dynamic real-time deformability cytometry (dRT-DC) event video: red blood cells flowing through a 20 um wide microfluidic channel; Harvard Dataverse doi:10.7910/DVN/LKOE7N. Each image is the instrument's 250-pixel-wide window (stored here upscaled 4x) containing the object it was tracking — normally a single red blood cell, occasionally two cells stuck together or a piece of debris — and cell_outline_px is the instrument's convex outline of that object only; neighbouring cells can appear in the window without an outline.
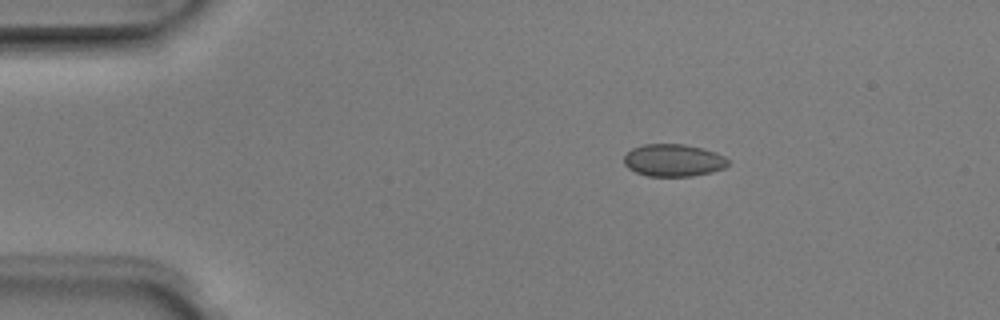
{"species": "Egyptian fruit bat (a non-hibernating species)", "species_latin": "Rousettus aegyptiacus", "temperature_condition": "room temperature", "stored_images_in_passage": 6, "camera_frame_rate_fps": 3000, "um_per_image_px": 0.085, "animal": {"sex": "male"}, "frame": {"image": 1, "passage_image": 2, "time_ms": 0.333, "image_size_px": [1000, 320], "cell_outline_px": [[728, 164], [724, 168], [712, 172], [692, 176], [648, 176], [636, 172], [628, 168], [624, 164], [624, 156], [632, 148], [644, 144], [684, 144], [716, 152], [724, 156], [728, 160]], "centroid_in_image_um": [57.23, 13.63], "position_along_channel_um": 27.8, "area_um2": 19.59}}
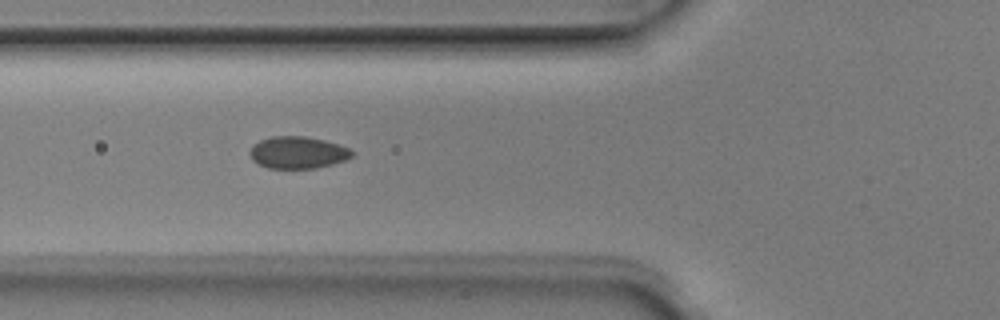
{"frame": {"image": 2, "passage_image": 5, "time_ms": 1.333, "image_size_px": [1000, 320], "cell_outline_px": [[356, 152], [352, 156], [344, 160], [332, 164], [316, 168], [268, 168], [256, 164], [252, 160], [248, 152], [252, 144], [260, 140], [272, 136], [304, 136], [324, 140], [340, 144]], "centroid_in_image_um": [25.28, 12.96], "position_along_channel_um": 100.5, "area_um2": 19.31}}
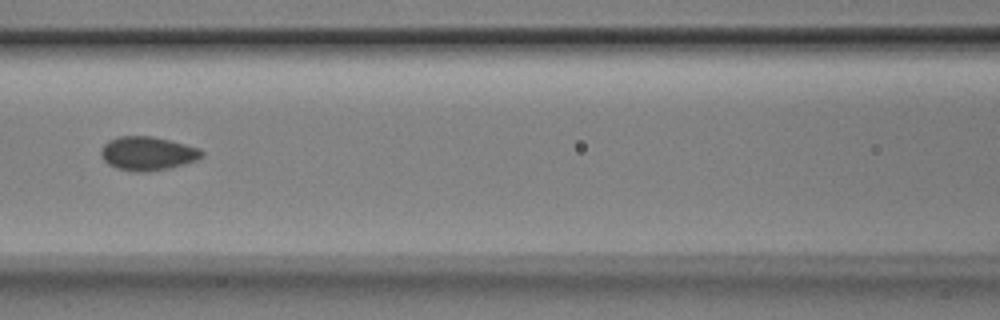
{"frame": {"image": 3, "passage_image": 6, "time_ms": 1.667, "image_size_px": [1000, 320], "cell_outline_px": [[204, 156], [196, 160], [184, 164], [168, 168], [144, 172], [132, 172], [116, 168], [108, 164], [104, 160], [100, 152], [100, 148], [108, 140], [120, 136], [152, 136], [200, 148], [204, 152]], "centroid_in_image_um": [12.53, 13.04], "position_along_channel_um": 154.1, "area_um2": 19.88}}